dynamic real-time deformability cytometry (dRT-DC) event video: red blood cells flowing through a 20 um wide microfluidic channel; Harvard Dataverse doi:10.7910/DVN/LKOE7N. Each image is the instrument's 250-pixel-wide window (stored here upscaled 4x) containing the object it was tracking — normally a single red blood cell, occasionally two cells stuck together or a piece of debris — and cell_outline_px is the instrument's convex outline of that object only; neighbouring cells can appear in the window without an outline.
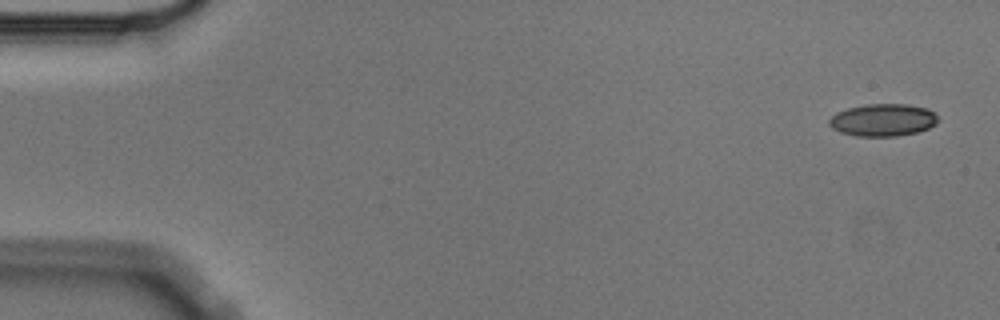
{"species": "Egyptian fruit bat (a non-hibernating species)", "species_latin": "Rousettus aegyptiacus", "temperature_condition": "cold", "stored_images_in_passage": 5, "camera_frame_rate_fps": 3000, "um_per_image_px": 0.085, "animal": {"sex": "male"}, "frame": {"image": 1, "passage_image": 1, "time_ms": 0.0, "image_size_px": [1000, 320], "cell_outline_px": [[936, 124], [928, 128], [916, 132], [896, 136], [856, 136], [840, 132], [832, 128], [828, 124], [828, 120], [836, 112], [848, 108], [868, 104], [908, 104], [928, 108], [936, 112]], "centroid_in_image_um": [75.04, 10.19], "position_along_channel_um": 10.0, "area_um2": 20.58}}
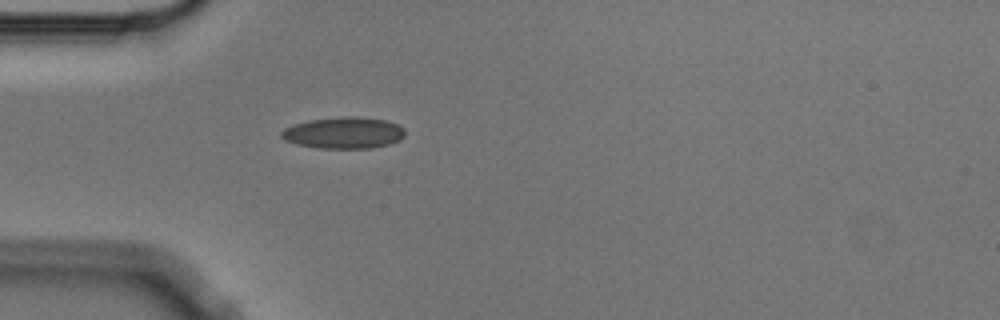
{"frame": {"image": 2, "passage_image": 5, "time_ms": 1.333, "image_size_px": [1000, 320], "cell_outline_px": [[404, 136], [400, 140], [388, 144], [372, 148], [320, 148], [296, 144], [284, 140], [280, 136], [280, 132], [284, 128], [292, 124], [308, 120], [352, 116], [356, 116], [388, 120], [404, 128]], "centroid_in_image_um": [29.2, 11.29], "position_along_channel_um": 55.8, "area_um2": 22.77}}